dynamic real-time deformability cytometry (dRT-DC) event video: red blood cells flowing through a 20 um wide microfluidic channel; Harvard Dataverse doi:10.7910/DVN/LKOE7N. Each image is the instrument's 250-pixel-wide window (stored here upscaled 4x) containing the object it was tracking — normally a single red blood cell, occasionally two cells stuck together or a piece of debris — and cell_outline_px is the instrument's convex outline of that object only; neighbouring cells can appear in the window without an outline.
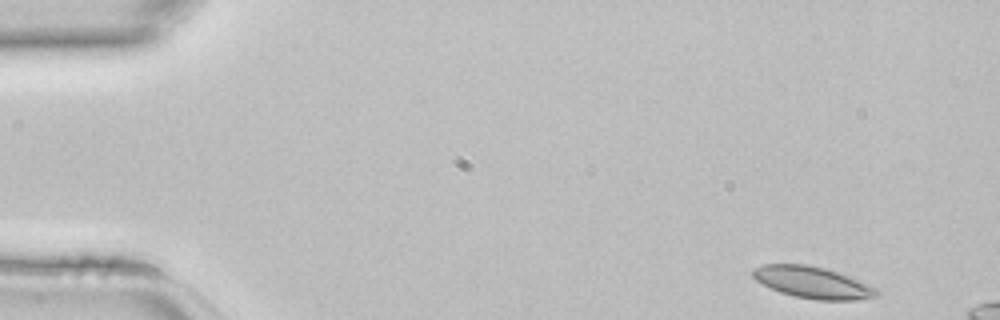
{"species": "common noctule bat (a hibernating species)", "species_latin": "Nyctalus noctula", "temperature_condition": "room temperature", "stored_images_in_passage": 7, "camera_frame_rate_fps": 3000, "um_per_image_px": 0.085, "animal": {"sex": "female", "body_mass_g": 22.7, "forearm_length_mm": 54.2}, "frame": {"image": 1, "passage_image": 1, "time_ms": 0.0, "image_size_px": [1000, 320], "cell_outline_px": [[880, 296], [852, 300], [816, 300], [796, 296], [780, 292], [756, 280], [752, 276], [752, 268], [764, 264], [804, 264], [824, 268], [848, 276], [876, 288], [880, 292]], "centroid_in_image_um": [69.07, 24.01], "position_along_channel_um": 15.9, "area_um2": 22.6}}